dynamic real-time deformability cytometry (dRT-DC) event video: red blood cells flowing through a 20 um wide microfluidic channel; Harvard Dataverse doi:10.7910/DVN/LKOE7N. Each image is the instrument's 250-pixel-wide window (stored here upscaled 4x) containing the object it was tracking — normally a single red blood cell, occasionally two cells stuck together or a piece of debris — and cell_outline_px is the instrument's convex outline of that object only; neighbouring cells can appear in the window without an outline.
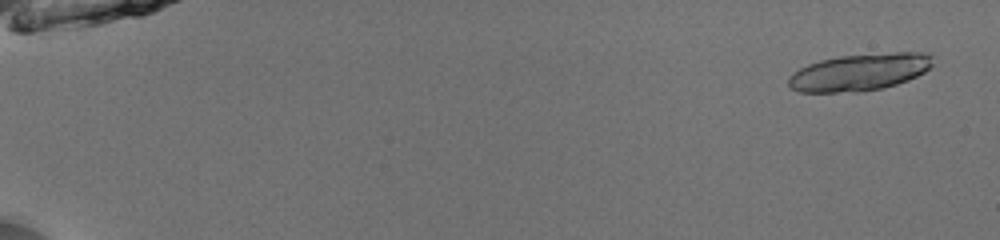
{"species": "common noctule bat (a hibernating species)", "species_latin": "Nyctalus noctula", "temperature_condition": "room temperature", "stored_images_in_passage": 20, "camera_frame_rate_fps": 3000, "um_per_image_px": 0.085, "animal": {"sex": "male", "body_mass_g": 13.0, "forearm_length_mm": 53.1}, "frame": {"image": 1, "passage_image": 3, "time_ms": 0.667, "image_size_px": [1000, 240], "cell_outline_px": [[932, 64], [924, 72], [908, 80], [884, 88], [860, 92], [800, 92], [792, 88], [788, 84], [788, 76], [800, 68], [808, 64], [820, 60], [840, 56], [896, 52], [928, 52], [932, 56]], "centroid_in_image_um": [73.06, 6.13], "position_along_channel_um": 11.9, "area_um2": 31.21}}